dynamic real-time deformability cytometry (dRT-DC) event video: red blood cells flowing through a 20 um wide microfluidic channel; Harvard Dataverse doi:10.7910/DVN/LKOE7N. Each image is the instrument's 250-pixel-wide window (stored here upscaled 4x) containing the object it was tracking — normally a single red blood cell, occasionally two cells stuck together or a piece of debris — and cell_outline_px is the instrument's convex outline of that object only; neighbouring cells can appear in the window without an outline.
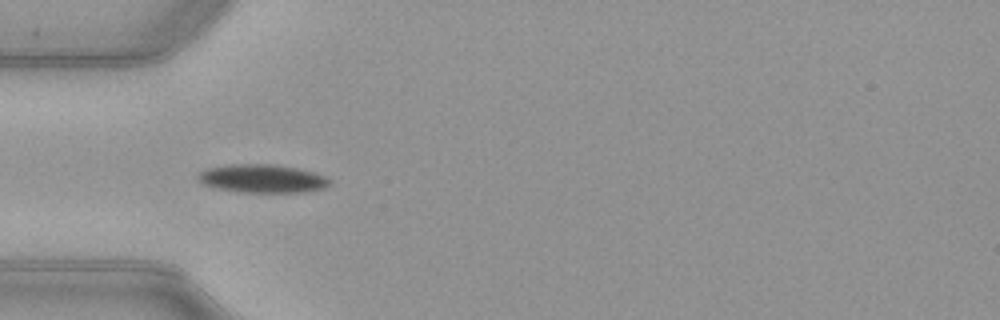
{"species": "common noctule bat (a hibernating species)", "species_latin": "Nyctalus noctula", "temperature_condition": "warm", "stored_images_in_passage": 36, "camera_frame_rate_fps": 3000, "um_per_image_px": 0.085, "animal": {"sex": "female", "body_mass_g": 21.9}, "frame": {"image": 1, "passage_image": 1, "time_ms": 0.0, "image_size_px": [1000, 320], "cell_outline_px": [[332, 184], [324, 188], [304, 192], [240, 192], [212, 188], [204, 184], [196, 176], [200, 172], [208, 168], [232, 164], [276, 164], [316, 172], [332, 180]], "centroid_in_image_um": [22.33, 15.18], "position_along_channel_um": 62.7, "area_um2": 21.91}}
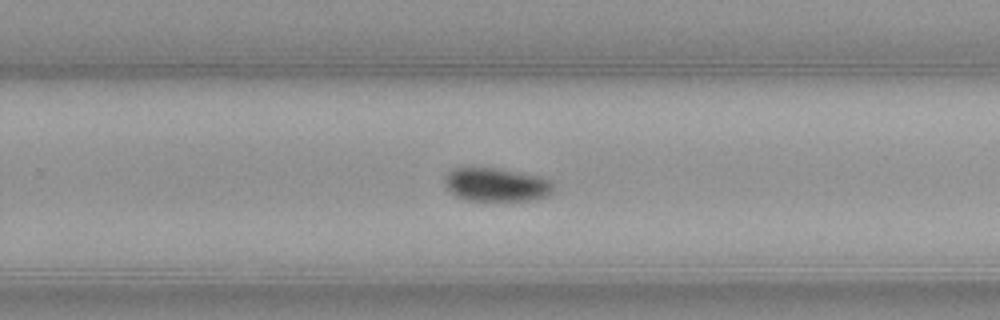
{"frame": {"image": 2, "passage_image": 18, "time_ms": 5.667, "image_size_px": [1000, 320], "cell_outline_px": [[552, 192], [548, 196], [536, 200], [464, 200], [448, 192], [444, 184], [444, 176], [452, 168], [496, 168], [540, 176], [552, 180]], "centroid_in_image_um": [42.16, 15.7], "position_along_channel_um": 287.6, "area_um2": 21.44}}
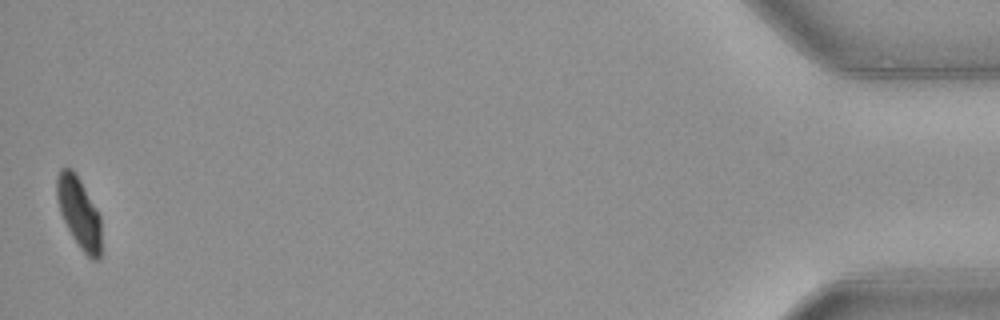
{"frame": {"image": 3, "passage_image": 36, "time_ms": 11.667, "image_size_px": [1000, 320], "cell_outline_px": [[100, 260], [92, 260], [80, 248], [72, 236], [60, 212], [56, 200], [56, 176], [60, 168], [72, 168], [76, 172], [96, 208], [100, 216]], "centroid_in_image_um": [6.69, 18.04], "position_along_channel_um": 428.5, "area_um2": 18.38}, "authors_computed_cell_mechanics": {"area_um2": 21.8195, "velocity_mm_per_s": 3.9835, "shape_relaxation_time_tau1_ms": 2.4728, "shape_relaxation_time_tau2_ms": null, "deformation_change_tau1": 0.15, "deformation_change_tau2": null}}